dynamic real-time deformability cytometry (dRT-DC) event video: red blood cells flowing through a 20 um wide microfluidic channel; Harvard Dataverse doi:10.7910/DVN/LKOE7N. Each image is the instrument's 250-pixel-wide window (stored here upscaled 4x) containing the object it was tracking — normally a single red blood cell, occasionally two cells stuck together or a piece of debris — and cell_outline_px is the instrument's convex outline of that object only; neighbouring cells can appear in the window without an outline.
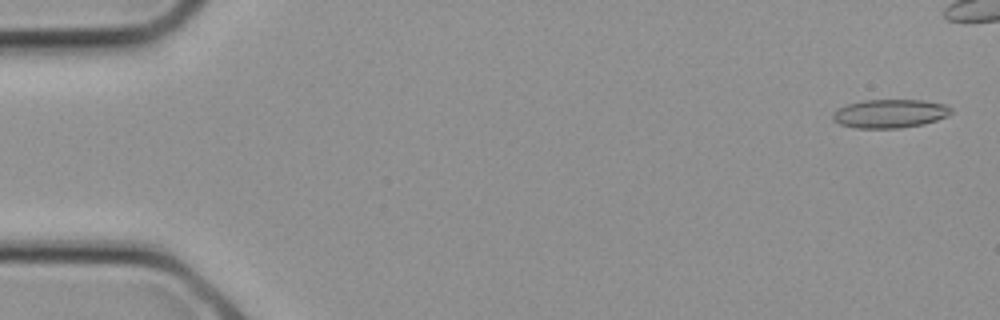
{"species": "common noctule bat (a hibernating species)", "species_latin": "Nyctalus noctula", "temperature_condition": "cold", "stored_images_in_passage": 9, "camera_frame_rate_fps": 3000, "um_per_image_px": 0.085, "animal": {"sex": "female", "body_mass_g": 21.9}, "frame": {"image": 1, "passage_image": 1, "time_ms": 0.0, "image_size_px": [1000, 320], "cell_outline_px": [[952, 112], [948, 116], [924, 124], [900, 128], [856, 128], [840, 124], [832, 120], [832, 112], [848, 104], [864, 100], [924, 100], [944, 104], [952, 108]], "centroid_in_image_um": [75.65, 9.66], "position_along_channel_um": 9.4, "area_um2": 19.77}}